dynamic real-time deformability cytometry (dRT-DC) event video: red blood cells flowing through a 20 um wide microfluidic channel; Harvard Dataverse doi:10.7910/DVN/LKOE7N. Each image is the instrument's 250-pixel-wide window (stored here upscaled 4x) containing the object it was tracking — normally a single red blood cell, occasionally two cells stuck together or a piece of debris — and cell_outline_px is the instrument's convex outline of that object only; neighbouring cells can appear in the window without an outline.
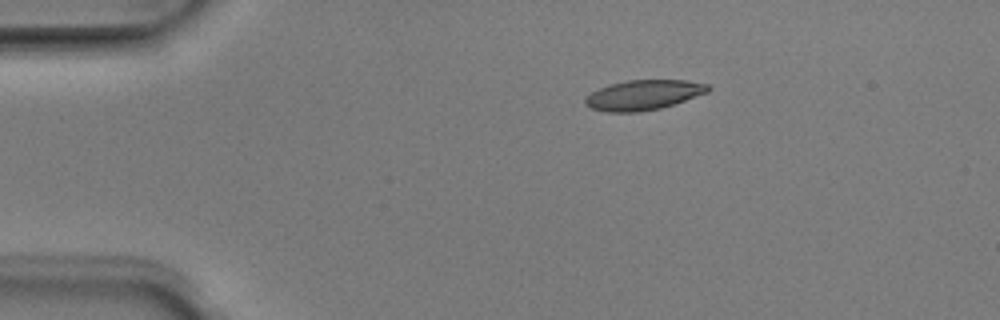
{"species": "Egyptian fruit bat (a non-hibernating species)", "species_latin": "Rousettus aegyptiacus", "temperature_condition": "room temperature", "stored_images_in_passage": 3, "camera_frame_rate_fps": 3000, "um_per_image_px": 0.085, "animal": {"sex": "male"}, "frame": {"image": 1, "passage_image": 1, "time_ms": 0.0, "image_size_px": [1000, 320], "cell_outline_px": [[712, 88], [708, 92], [660, 108], [640, 112], [604, 112], [592, 108], [584, 104], [584, 100], [592, 92], [600, 88], [612, 84], [628, 80], [684, 80], [708, 84]], "centroid_in_image_um": [54.69, 8.07], "position_along_channel_um": 30.3, "area_um2": 21.21}}
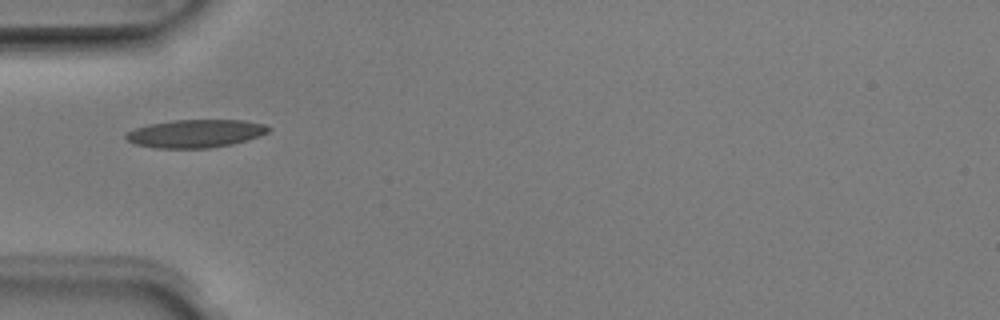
{"frame": {"image": 2, "passage_image": 3, "time_ms": 0.667, "image_size_px": [1000, 320], "cell_outline_px": [[272, 128], [268, 132], [248, 140], [232, 144], [208, 148], [156, 148], [136, 144], [128, 140], [124, 136], [124, 132], [148, 124], [172, 120], [244, 120], [264, 124]], "centroid_in_image_um": [16.61, 11.34], "position_along_channel_um": 68.4, "area_um2": 23.35}}